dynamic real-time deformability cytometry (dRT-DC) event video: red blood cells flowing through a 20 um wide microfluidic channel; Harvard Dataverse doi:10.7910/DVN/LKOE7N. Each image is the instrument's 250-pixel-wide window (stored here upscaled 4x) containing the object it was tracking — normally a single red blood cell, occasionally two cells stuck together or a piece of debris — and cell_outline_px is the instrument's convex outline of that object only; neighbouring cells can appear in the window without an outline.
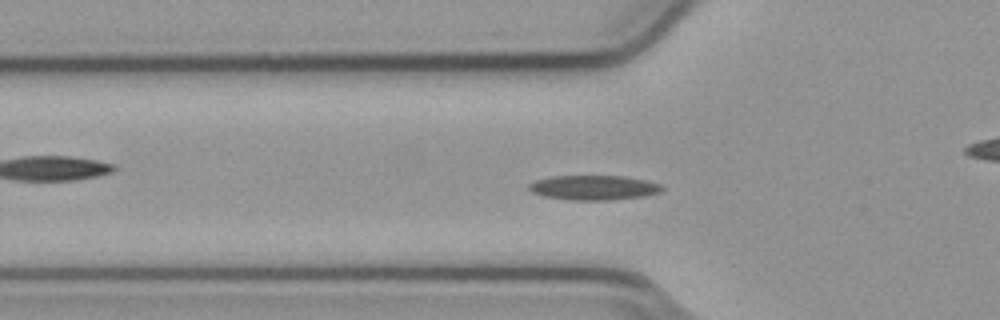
{"species": "common noctule bat (a hibernating species)", "species_latin": "Nyctalus noctula", "temperature_condition": "cold", "stored_images_in_passage": 55, "camera_frame_rate_fps": 3000, "um_per_image_px": 0.085, "animal": {"sex": "male", "body_mass_g": 23.1, "forearm_length_mm": 52.7}, "frame": {"image": 1, "passage_image": 18, "time_ms": 5.667, "image_size_px": [1000, 320], "cell_outline_px": [[664, 188], [660, 192], [644, 196], [608, 200], [572, 200], [544, 196], [532, 192], [528, 188], [528, 184], [536, 180], [552, 176], [624, 176], [644, 180], [660, 184]], "centroid_in_image_um": [50.45, 15.94], "position_along_channel_um": 75.3, "area_um2": 19.02}}
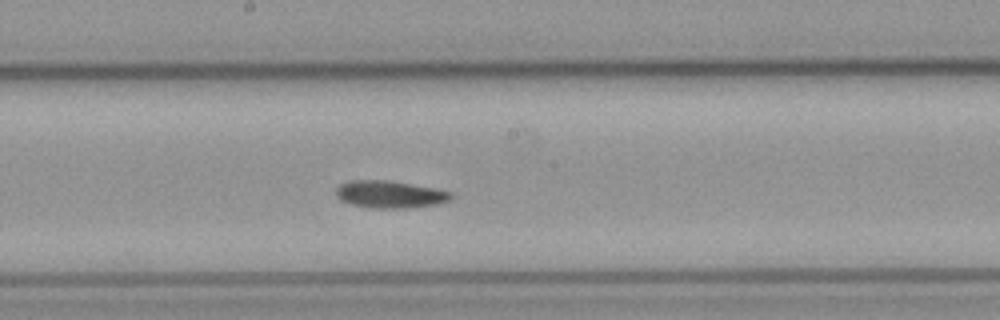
{"frame": {"image": 2, "passage_image": 29, "time_ms": 9.333, "image_size_px": [1000, 320], "cell_outline_px": [[452, 196], [448, 200], [436, 204], [408, 208], [368, 208], [348, 204], [340, 200], [336, 196], [336, 188], [340, 184], [348, 180], [388, 180], [436, 188], [452, 192]], "centroid_in_image_um": [33.08, 16.52], "position_along_channel_um": 215.1, "area_um2": 18.5}}
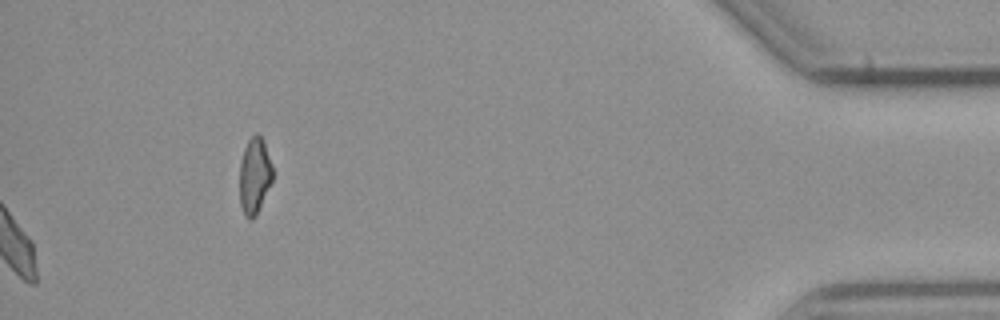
{"frame": {"image": 3, "passage_image": 55, "time_ms": 18.0, "image_size_px": [1000, 320], "cell_outline_px": [[272, 180], [256, 216], [252, 220], [248, 220], [244, 216], [240, 204], [240, 160], [244, 148], [248, 140], [256, 132], [264, 140], [272, 164]], "centroid_in_image_um": [21.63, 14.94], "position_along_channel_um": 413.6, "area_um2": 14.8}, "authors_computed_cell_mechanics": {"area_um2": 17.629, "velocity_mm_per_s": 3.775, "shape_relaxation_time_tau1_ms": 6.843, "shape_relaxation_time_tau2_ms": null, "deformation_change_tau1": 0.1314, "deformation_change_tau2": null}}